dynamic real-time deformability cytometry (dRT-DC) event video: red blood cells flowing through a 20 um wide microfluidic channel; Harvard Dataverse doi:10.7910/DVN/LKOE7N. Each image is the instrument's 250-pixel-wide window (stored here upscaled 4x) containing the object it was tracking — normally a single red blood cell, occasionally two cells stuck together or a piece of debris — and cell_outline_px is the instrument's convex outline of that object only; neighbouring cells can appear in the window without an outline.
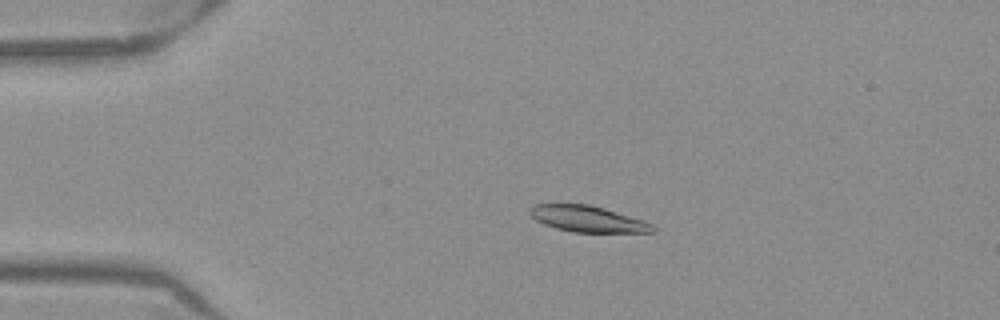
{"species": "Egyptian fruit bat (a non-hibernating species)", "species_latin": "Rousettus aegyptiacus", "temperature_condition": "warm", "stored_images_in_passage": 52, "camera_frame_rate_fps": 3000, "um_per_image_px": 0.085, "frame": {"image": 1, "passage_image": 11, "time_ms": 3.333, "image_size_px": [1000, 320], "cell_outline_px": [[656, 232], [572, 232], [556, 228], [544, 224], [536, 220], [528, 212], [528, 208], [532, 204], [588, 204], [604, 208], [644, 220], [652, 224], [656, 228]], "centroid_in_image_um": [49.94, 18.6], "position_along_channel_um": 35.1, "area_um2": 18.79}}
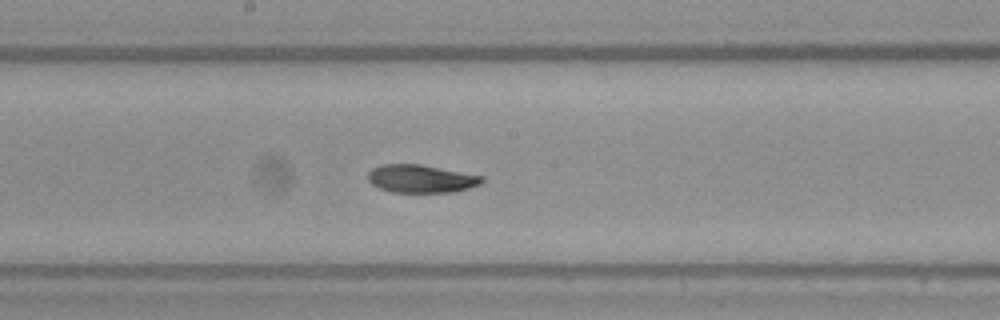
{"frame": {"image": 2, "passage_image": 28, "time_ms": 9.0, "image_size_px": [1000, 320], "cell_outline_px": [[484, 180], [480, 184], [468, 188], [452, 192], [392, 192], [380, 188], [372, 184], [368, 180], [368, 172], [372, 168], [384, 164], [420, 164], [484, 176]], "centroid_in_image_um": [35.79, 15.19], "position_along_channel_um": 212.4, "area_um2": 18.5}}
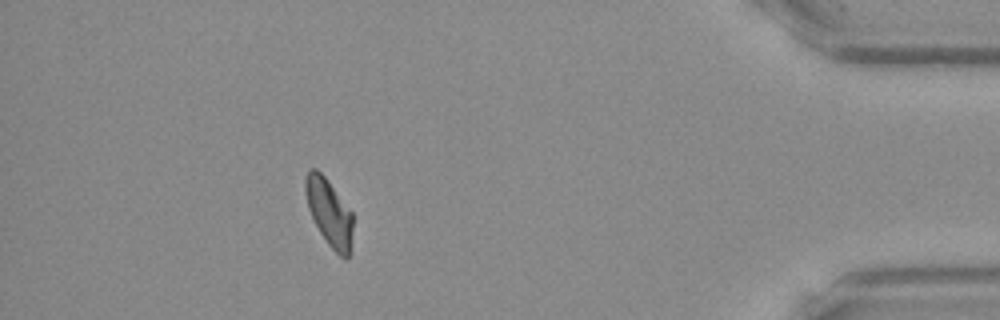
{"frame": {"image": 3, "passage_image": 47, "time_ms": 15.333, "image_size_px": [1000, 320], "cell_outline_px": [[352, 232], [348, 256], [340, 256], [328, 244], [320, 232], [308, 208], [304, 188], [304, 180], [308, 172], [312, 168], [316, 168], [324, 176], [352, 212]], "centroid_in_image_um": [27.95, 18.02], "position_along_channel_um": 407.2, "area_um2": 18.03}, "authors_computed_cell_mechanics": {"area_um2": 19.074, "velocity_mm_per_s": 3.8883, "shape_relaxation_time_tau1_ms": 4.1284, "shape_relaxation_time_tau2_ms": 3.154, "deformation_change_tau1": 0.1127, "deformation_change_tau2": 0.0676}}